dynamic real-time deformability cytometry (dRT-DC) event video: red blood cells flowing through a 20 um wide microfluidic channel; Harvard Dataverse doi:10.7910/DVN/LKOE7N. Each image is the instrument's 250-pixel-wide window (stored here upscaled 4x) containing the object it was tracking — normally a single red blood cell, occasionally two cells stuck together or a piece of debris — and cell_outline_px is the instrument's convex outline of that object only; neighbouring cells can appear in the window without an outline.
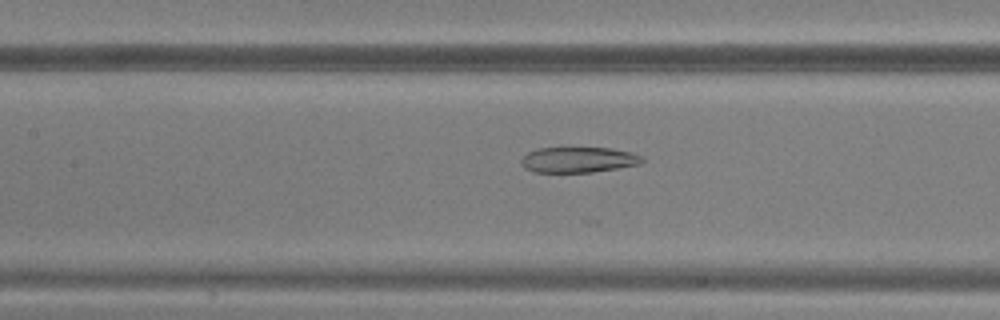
{"species": "common noctule bat (a hibernating species)", "species_latin": "Nyctalus noctula", "temperature_condition": "warm", "stored_images_in_passage": 49, "camera_frame_rate_fps": 3000, "um_per_image_px": 0.085, "animal": {"sex": "male", "body_mass_g": 20.5, "forearm_length_mm": 52.5}, "frame": {"image": 1, "passage_image": 23, "time_ms": 7.333, "image_size_px": [1000, 320], "cell_outline_px": [[644, 160], [640, 164], [592, 172], [532, 172], [524, 168], [520, 164], [520, 160], [528, 152], [536, 148], [612, 148], [632, 152], [640, 156]], "centroid_in_image_um": [49.12, 13.58], "position_along_channel_um": 158.3, "area_um2": 18.03}}
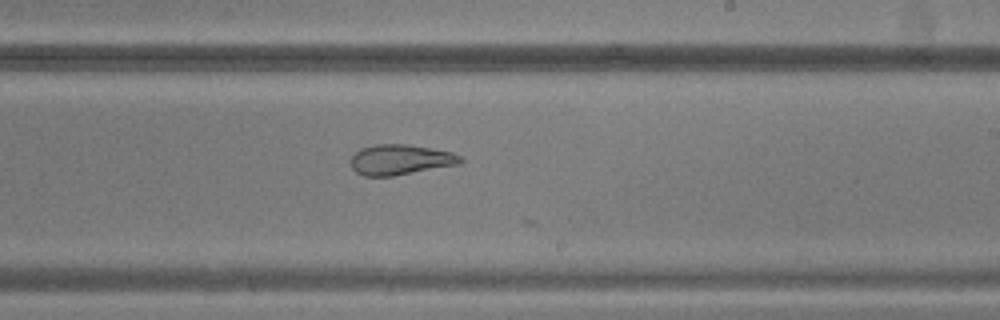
{"frame": {"image": 2, "passage_image": 30, "time_ms": 9.667, "image_size_px": [1000, 320], "cell_outline_px": [[464, 160], [460, 164], [392, 176], [364, 176], [356, 172], [352, 168], [348, 160], [360, 148], [376, 144], [408, 144], [432, 148], [452, 152], [460, 156]], "centroid_in_image_um": [34.01, 13.57], "position_along_channel_um": 255.0, "area_um2": 19.54}}
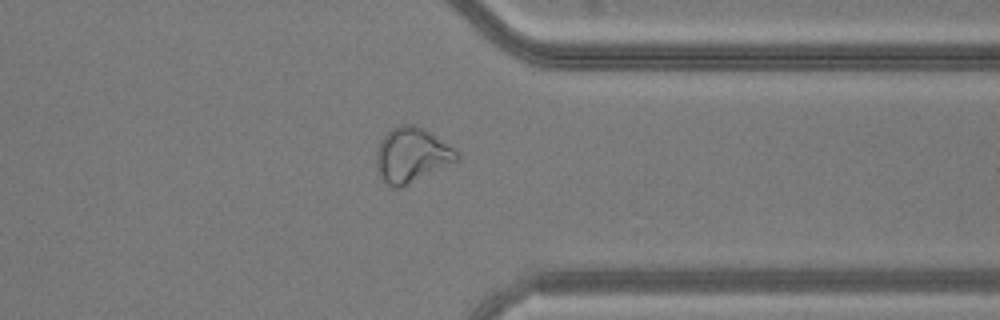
{"frame": {"image": 3, "passage_image": 39, "time_ms": 12.667, "image_size_px": [1000, 320], "cell_outline_px": [[460, 160], [404, 188], [392, 188], [380, 176], [376, 168], [376, 152], [380, 140], [392, 128], [400, 124], [412, 124], [424, 128], [456, 148], [460, 156]], "centroid_in_image_um": [35.03, 13.2], "position_along_channel_um": 376.4, "area_um2": 26.36}}